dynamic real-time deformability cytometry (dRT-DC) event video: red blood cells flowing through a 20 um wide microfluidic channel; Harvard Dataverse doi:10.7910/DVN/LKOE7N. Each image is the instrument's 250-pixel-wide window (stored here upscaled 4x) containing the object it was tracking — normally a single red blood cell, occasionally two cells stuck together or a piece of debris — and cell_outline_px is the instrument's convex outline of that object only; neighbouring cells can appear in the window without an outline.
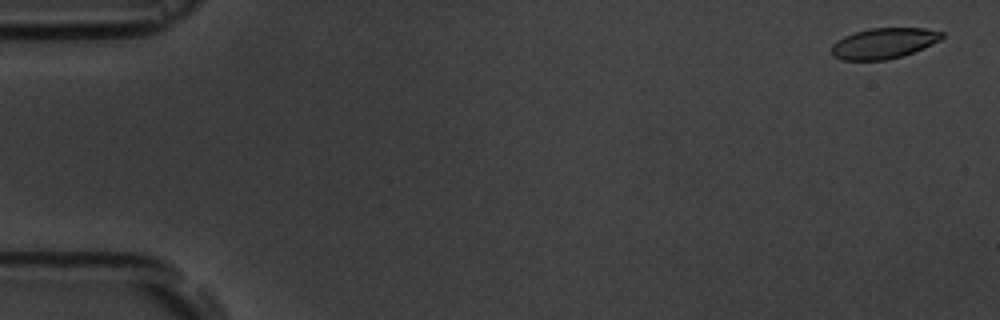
{"species": "common noctule bat (a hibernating species)", "species_latin": "Nyctalus noctula", "temperature_condition": "room temperature", "stored_images_in_passage": 6, "camera_frame_rate_fps": 3000, "um_per_image_px": 0.085, "animal": {"sex": "male", "body_mass_g": 19.5, "forearm_length_mm": 54.6}, "frame": {"image": 1, "passage_image": 1, "time_ms": 0.0, "image_size_px": [1000, 320], "cell_outline_px": [[944, 36], [940, 40], [924, 48], [900, 56], [884, 60], [840, 60], [832, 56], [832, 44], [836, 40], [844, 36], [856, 32], [872, 28], [924, 28], [944, 32]], "centroid_in_image_um": [75.11, 3.68], "position_along_channel_um": 9.9, "area_um2": 19.65}}
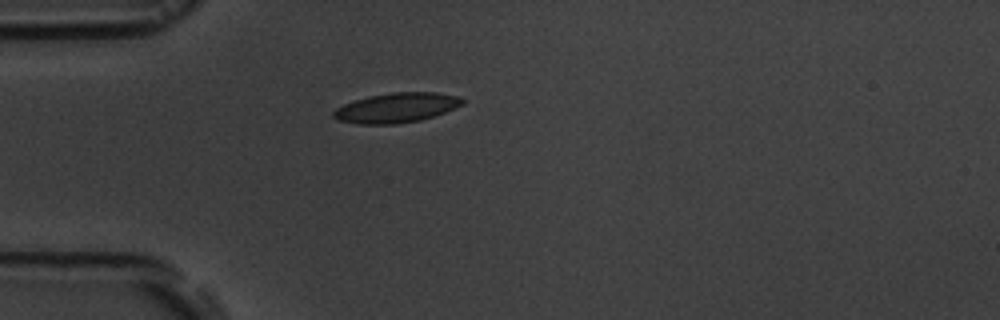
{"frame": {"image": 2, "passage_image": 5, "time_ms": 4.667, "image_size_px": [1000, 320], "cell_outline_px": [[464, 104], [456, 108], [420, 120], [396, 124], [360, 124], [336, 120], [332, 116], [332, 112], [336, 108], [344, 104], [368, 96], [392, 92], [436, 92], [460, 96], [464, 100]], "centroid_in_image_um": [33.7, 9.15], "position_along_channel_um": 51.3, "area_um2": 22.43}}